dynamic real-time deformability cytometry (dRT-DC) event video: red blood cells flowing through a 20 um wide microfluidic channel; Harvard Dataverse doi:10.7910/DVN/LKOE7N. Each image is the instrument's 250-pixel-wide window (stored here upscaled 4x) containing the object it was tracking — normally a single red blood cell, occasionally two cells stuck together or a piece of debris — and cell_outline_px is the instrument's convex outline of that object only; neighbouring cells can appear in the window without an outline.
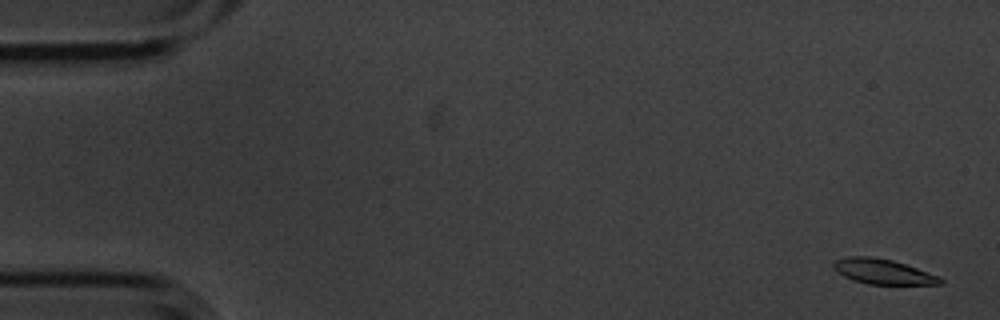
{"species": "common noctule bat (a hibernating species)", "species_latin": "Nyctalus noctula", "temperature_condition": "cold", "stored_images_in_passage": 4, "camera_frame_rate_fps": 3000, "um_per_image_px": 0.085, "animal": {"sex": "male", "body_mass_g": 20.1, "forearm_length_mm": 53.5}, "frame": {"image": 1, "passage_image": 1, "time_ms": 0.0, "image_size_px": [1000, 320], "cell_outline_px": [[944, 280], [940, 284], [868, 284], [852, 280], [836, 272], [832, 264], [836, 260], [848, 256], [872, 256], [892, 260], [940, 276]], "centroid_in_image_um": [75.02, 23.08], "position_along_channel_um": 10.0, "area_um2": 15.55}}
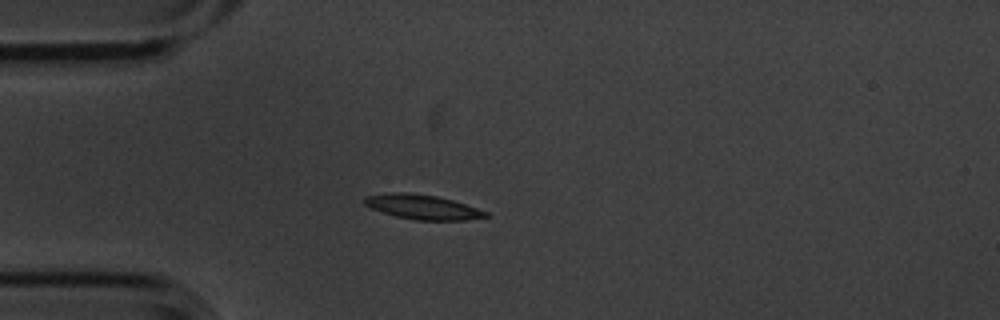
{"frame": {"image": 2, "passage_image": 4, "time_ms": 1.0, "image_size_px": [1000, 320], "cell_outline_px": [[492, 216], [468, 220], [416, 220], [396, 216], [372, 208], [364, 204], [364, 196], [388, 192], [412, 192], [436, 196], [452, 200], [488, 212]], "centroid_in_image_um": [35.92, 17.58], "position_along_channel_um": 49.1, "area_um2": 17.4}}